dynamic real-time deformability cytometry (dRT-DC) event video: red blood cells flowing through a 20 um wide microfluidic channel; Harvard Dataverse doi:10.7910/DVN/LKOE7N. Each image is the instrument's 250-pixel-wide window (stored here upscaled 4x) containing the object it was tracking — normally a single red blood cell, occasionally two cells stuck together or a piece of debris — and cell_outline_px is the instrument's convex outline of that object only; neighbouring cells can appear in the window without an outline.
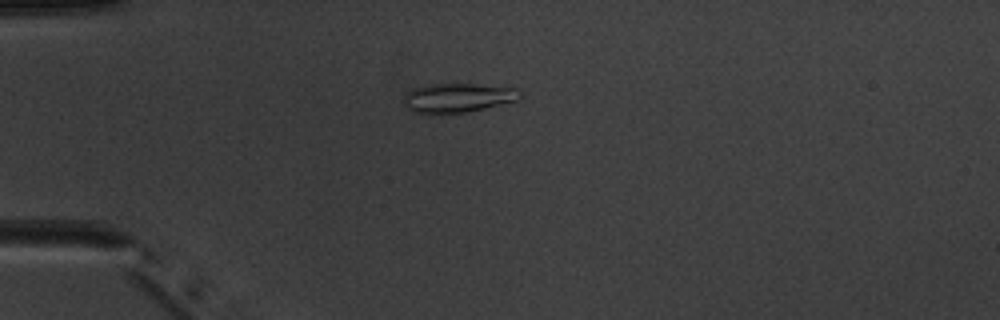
{"species": "common noctule bat (a hibernating species)", "species_latin": "Nyctalus noctula", "temperature_condition": "warm", "stored_images_in_passage": 6, "camera_frame_rate_fps": 3000, "um_per_image_px": 0.085, "animal": {"sex": "male", "body_mass_g": 20.1, "forearm_length_mm": 53.5}, "frame": {"image": 1, "passage_image": 6, "time_ms": 6.0, "image_size_px": [1000, 320], "cell_outline_px": [[520, 96], [516, 100], [484, 108], [464, 112], [432, 116], [412, 112], [400, 100], [412, 88], [428, 84], [476, 84], [520, 88]], "centroid_in_image_um": [38.82, 8.33], "position_along_channel_um": 46.2, "area_um2": 20.23}}